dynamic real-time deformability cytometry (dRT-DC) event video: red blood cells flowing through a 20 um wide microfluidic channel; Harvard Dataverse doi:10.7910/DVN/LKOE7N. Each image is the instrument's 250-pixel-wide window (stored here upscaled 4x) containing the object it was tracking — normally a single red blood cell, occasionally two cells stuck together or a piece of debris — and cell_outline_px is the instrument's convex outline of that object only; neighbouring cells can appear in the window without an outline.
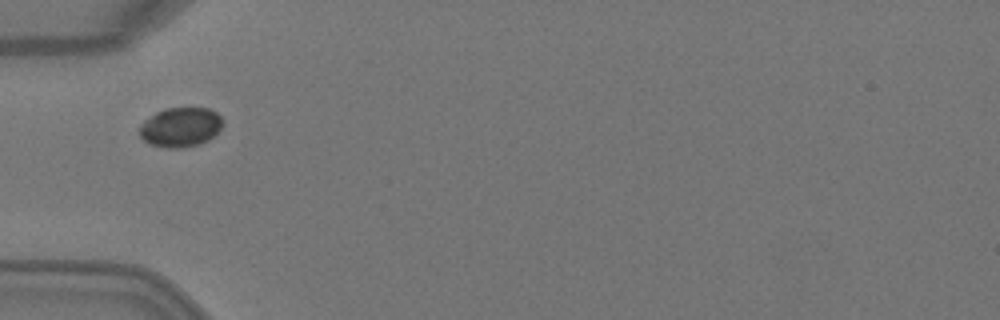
{"species": "Egyptian fruit bat (a non-hibernating species)", "species_latin": "Rousettus aegyptiacus", "temperature_condition": "warm", "stored_images_in_passage": 2, "camera_frame_rate_fps": 3000, "um_per_image_px": 0.085, "animal": {"sex": "female"}, "frame": {"image": 1, "passage_image": 2, "time_ms": 0.333, "image_size_px": [1000, 320], "cell_outline_px": [[224, 124], [208, 140], [200, 144], [184, 148], [164, 148], [148, 144], [140, 136], [140, 124], [144, 120], [156, 112], [164, 108], [208, 108], [216, 112], [224, 120]], "centroid_in_image_um": [15.33, 10.81], "position_along_channel_um": 69.7, "area_um2": 19.36}}